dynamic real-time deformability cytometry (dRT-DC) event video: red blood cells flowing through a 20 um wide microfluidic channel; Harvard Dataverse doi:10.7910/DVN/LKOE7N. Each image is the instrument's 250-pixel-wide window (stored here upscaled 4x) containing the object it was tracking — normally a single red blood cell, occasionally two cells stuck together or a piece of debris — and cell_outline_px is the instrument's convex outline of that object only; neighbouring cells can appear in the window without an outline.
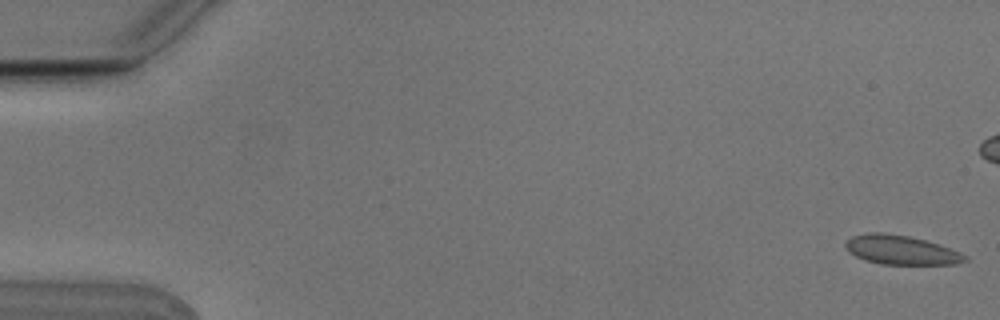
{"species": "Egyptian fruit bat (a non-hibernating species)", "species_latin": "Rousettus aegyptiacus", "temperature_condition": "cold", "stored_images_in_passage": 4, "segment_of_instrument_passage": [2, 2], "camera_frame_rate_fps": 3000, "um_per_image_px": 0.085, "animal": {"sex": "male"}, "frame": {"image": 1, "passage_image": 4, "time_ms": 1.0, "image_size_px": [1000, 320], "cell_outline_px": [[968, 260], [956, 264], [880, 264], [864, 260], [848, 252], [844, 248], [844, 240], [852, 236], [868, 232], [880, 232], [908, 236], [940, 244], [960, 252], [968, 256]], "centroid_in_image_um": [76.55, 21.24], "position_along_channel_um": 8.5, "area_um2": 20.52}}